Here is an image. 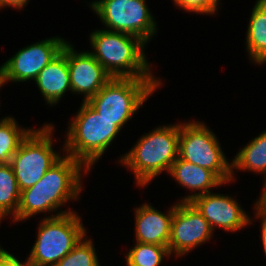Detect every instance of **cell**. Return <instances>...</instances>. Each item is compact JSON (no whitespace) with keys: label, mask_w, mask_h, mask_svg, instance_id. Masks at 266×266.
Returning a JSON list of instances; mask_svg holds the SVG:
<instances>
[{"label":"cell","mask_w":266,"mask_h":266,"mask_svg":"<svg viewBox=\"0 0 266 266\" xmlns=\"http://www.w3.org/2000/svg\"><path fill=\"white\" fill-rule=\"evenodd\" d=\"M190 202L208 221L213 231L218 226L228 232H237L253 221L237 199L229 195L208 192Z\"/></svg>","instance_id":"12"},{"label":"cell","mask_w":266,"mask_h":266,"mask_svg":"<svg viewBox=\"0 0 266 266\" xmlns=\"http://www.w3.org/2000/svg\"><path fill=\"white\" fill-rule=\"evenodd\" d=\"M81 221L76 212L43 218L28 256L29 262L33 266H55L87 235Z\"/></svg>","instance_id":"6"},{"label":"cell","mask_w":266,"mask_h":266,"mask_svg":"<svg viewBox=\"0 0 266 266\" xmlns=\"http://www.w3.org/2000/svg\"><path fill=\"white\" fill-rule=\"evenodd\" d=\"M28 2L29 0H0V9L5 7H13L19 10L24 8Z\"/></svg>","instance_id":"26"},{"label":"cell","mask_w":266,"mask_h":266,"mask_svg":"<svg viewBox=\"0 0 266 266\" xmlns=\"http://www.w3.org/2000/svg\"><path fill=\"white\" fill-rule=\"evenodd\" d=\"M260 8L266 11V0H257L255 2Z\"/></svg>","instance_id":"28"},{"label":"cell","mask_w":266,"mask_h":266,"mask_svg":"<svg viewBox=\"0 0 266 266\" xmlns=\"http://www.w3.org/2000/svg\"><path fill=\"white\" fill-rule=\"evenodd\" d=\"M175 208L176 204L171 206L166 214L148 203L137 207L135 209L136 242L168 247Z\"/></svg>","instance_id":"14"},{"label":"cell","mask_w":266,"mask_h":266,"mask_svg":"<svg viewBox=\"0 0 266 266\" xmlns=\"http://www.w3.org/2000/svg\"><path fill=\"white\" fill-rule=\"evenodd\" d=\"M53 124L32 129L10 160L20 191L34 186L62 156L53 147Z\"/></svg>","instance_id":"8"},{"label":"cell","mask_w":266,"mask_h":266,"mask_svg":"<svg viewBox=\"0 0 266 266\" xmlns=\"http://www.w3.org/2000/svg\"><path fill=\"white\" fill-rule=\"evenodd\" d=\"M232 162V180L235 181L234 172L248 170L257 174H264L266 178V130L250 140L236 154ZM236 169V170H235ZM234 171V172H233Z\"/></svg>","instance_id":"17"},{"label":"cell","mask_w":266,"mask_h":266,"mask_svg":"<svg viewBox=\"0 0 266 266\" xmlns=\"http://www.w3.org/2000/svg\"><path fill=\"white\" fill-rule=\"evenodd\" d=\"M220 0H173L174 5L181 8L185 12L198 13L203 15L216 14Z\"/></svg>","instance_id":"23"},{"label":"cell","mask_w":266,"mask_h":266,"mask_svg":"<svg viewBox=\"0 0 266 266\" xmlns=\"http://www.w3.org/2000/svg\"><path fill=\"white\" fill-rule=\"evenodd\" d=\"M0 266H33L28 258L25 262H20L17 257L6 251L5 249L0 250Z\"/></svg>","instance_id":"24"},{"label":"cell","mask_w":266,"mask_h":266,"mask_svg":"<svg viewBox=\"0 0 266 266\" xmlns=\"http://www.w3.org/2000/svg\"><path fill=\"white\" fill-rule=\"evenodd\" d=\"M125 257L127 266H159L171 254L167 246L136 242Z\"/></svg>","instance_id":"21"},{"label":"cell","mask_w":266,"mask_h":266,"mask_svg":"<svg viewBox=\"0 0 266 266\" xmlns=\"http://www.w3.org/2000/svg\"><path fill=\"white\" fill-rule=\"evenodd\" d=\"M248 57L257 65L266 64V11L253 6L246 32Z\"/></svg>","instance_id":"18"},{"label":"cell","mask_w":266,"mask_h":266,"mask_svg":"<svg viewBox=\"0 0 266 266\" xmlns=\"http://www.w3.org/2000/svg\"><path fill=\"white\" fill-rule=\"evenodd\" d=\"M90 4L105 30L134 35L146 45L157 33L146 0H95Z\"/></svg>","instance_id":"9"},{"label":"cell","mask_w":266,"mask_h":266,"mask_svg":"<svg viewBox=\"0 0 266 266\" xmlns=\"http://www.w3.org/2000/svg\"><path fill=\"white\" fill-rule=\"evenodd\" d=\"M263 182L264 185L262 187L263 189L261 192V196L258 200H256V203H254V205L258 210L266 212V178Z\"/></svg>","instance_id":"27"},{"label":"cell","mask_w":266,"mask_h":266,"mask_svg":"<svg viewBox=\"0 0 266 266\" xmlns=\"http://www.w3.org/2000/svg\"><path fill=\"white\" fill-rule=\"evenodd\" d=\"M4 85L3 83V76H2V70H1V67H0V88Z\"/></svg>","instance_id":"29"},{"label":"cell","mask_w":266,"mask_h":266,"mask_svg":"<svg viewBox=\"0 0 266 266\" xmlns=\"http://www.w3.org/2000/svg\"><path fill=\"white\" fill-rule=\"evenodd\" d=\"M178 157L213 171L225 184L232 181V162L227 161L216 134L204 122H180Z\"/></svg>","instance_id":"7"},{"label":"cell","mask_w":266,"mask_h":266,"mask_svg":"<svg viewBox=\"0 0 266 266\" xmlns=\"http://www.w3.org/2000/svg\"><path fill=\"white\" fill-rule=\"evenodd\" d=\"M90 53L111 77L157 78L145 55V43L138 37L97 29L90 33Z\"/></svg>","instance_id":"2"},{"label":"cell","mask_w":266,"mask_h":266,"mask_svg":"<svg viewBox=\"0 0 266 266\" xmlns=\"http://www.w3.org/2000/svg\"><path fill=\"white\" fill-rule=\"evenodd\" d=\"M213 229L191 202H178L171 221L168 249L175 257L186 256L189 251L209 241Z\"/></svg>","instance_id":"10"},{"label":"cell","mask_w":266,"mask_h":266,"mask_svg":"<svg viewBox=\"0 0 266 266\" xmlns=\"http://www.w3.org/2000/svg\"><path fill=\"white\" fill-rule=\"evenodd\" d=\"M32 128L18 126L14 117L6 116L0 120V164H10L23 139Z\"/></svg>","instance_id":"20"},{"label":"cell","mask_w":266,"mask_h":266,"mask_svg":"<svg viewBox=\"0 0 266 266\" xmlns=\"http://www.w3.org/2000/svg\"><path fill=\"white\" fill-rule=\"evenodd\" d=\"M254 212L255 214V218H260V222H261V239H262V245H263V251L265 253L266 256V212L258 210L255 206H254Z\"/></svg>","instance_id":"25"},{"label":"cell","mask_w":266,"mask_h":266,"mask_svg":"<svg viewBox=\"0 0 266 266\" xmlns=\"http://www.w3.org/2000/svg\"><path fill=\"white\" fill-rule=\"evenodd\" d=\"M160 85V78L112 77L87 103L122 129Z\"/></svg>","instance_id":"5"},{"label":"cell","mask_w":266,"mask_h":266,"mask_svg":"<svg viewBox=\"0 0 266 266\" xmlns=\"http://www.w3.org/2000/svg\"><path fill=\"white\" fill-rule=\"evenodd\" d=\"M168 174L182 187L192 192L197 191L181 198L180 202H190L197 196L211 192L212 187L216 188L225 184L213 171L182 160L179 157L172 164Z\"/></svg>","instance_id":"16"},{"label":"cell","mask_w":266,"mask_h":266,"mask_svg":"<svg viewBox=\"0 0 266 266\" xmlns=\"http://www.w3.org/2000/svg\"><path fill=\"white\" fill-rule=\"evenodd\" d=\"M180 123L162 125L146 133L119 162L135 175V183L148 186L163 171L169 173L178 158Z\"/></svg>","instance_id":"3"},{"label":"cell","mask_w":266,"mask_h":266,"mask_svg":"<svg viewBox=\"0 0 266 266\" xmlns=\"http://www.w3.org/2000/svg\"><path fill=\"white\" fill-rule=\"evenodd\" d=\"M97 256L92 239L84 236L55 266H100Z\"/></svg>","instance_id":"22"},{"label":"cell","mask_w":266,"mask_h":266,"mask_svg":"<svg viewBox=\"0 0 266 266\" xmlns=\"http://www.w3.org/2000/svg\"><path fill=\"white\" fill-rule=\"evenodd\" d=\"M66 43L61 37H52L19 49L1 65L3 83L34 80L56 58Z\"/></svg>","instance_id":"11"},{"label":"cell","mask_w":266,"mask_h":266,"mask_svg":"<svg viewBox=\"0 0 266 266\" xmlns=\"http://www.w3.org/2000/svg\"><path fill=\"white\" fill-rule=\"evenodd\" d=\"M33 81L50 106L59 103L58 101L66 94V91L72 92L67 63V43L56 58L46 65Z\"/></svg>","instance_id":"15"},{"label":"cell","mask_w":266,"mask_h":266,"mask_svg":"<svg viewBox=\"0 0 266 266\" xmlns=\"http://www.w3.org/2000/svg\"><path fill=\"white\" fill-rule=\"evenodd\" d=\"M88 172L90 171L79 160L67 154L62 155L34 186L21 191L18 211L12 218L13 223L23 222L42 212L57 211V216L74 212L58 210L68 201L80 198L83 186L81 175H87Z\"/></svg>","instance_id":"1"},{"label":"cell","mask_w":266,"mask_h":266,"mask_svg":"<svg viewBox=\"0 0 266 266\" xmlns=\"http://www.w3.org/2000/svg\"><path fill=\"white\" fill-rule=\"evenodd\" d=\"M67 63L72 93L83 94L84 102L96 95L112 78L89 50L78 53L69 41H67Z\"/></svg>","instance_id":"13"},{"label":"cell","mask_w":266,"mask_h":266,"mask_svg":"<svg viewBox=\"0 0 266 266\" xmlns=\"http://www.w3.org/2000/svg\"><path fill=\"white\" fill-rule=\"evenodd\" d=\"M21 191L10 164H0V222L17 214Z\"/></svg>","instance_id":"19"},{"label":"cell","mask_w":266,"mask_h":266,"mask_svg":"<svg viewBox=\"0 0 266 266\" xmlns=\"http://www.w3.org/2000/svg\"><path fill=\"white\" fill-rule=\"evenodd\" d=\"M67 129L63 152L79 160L88 170L102 157L121 130L113 120L100 116L84 101Z\"/></svg>","instance_id":"4"}]
</instances>
